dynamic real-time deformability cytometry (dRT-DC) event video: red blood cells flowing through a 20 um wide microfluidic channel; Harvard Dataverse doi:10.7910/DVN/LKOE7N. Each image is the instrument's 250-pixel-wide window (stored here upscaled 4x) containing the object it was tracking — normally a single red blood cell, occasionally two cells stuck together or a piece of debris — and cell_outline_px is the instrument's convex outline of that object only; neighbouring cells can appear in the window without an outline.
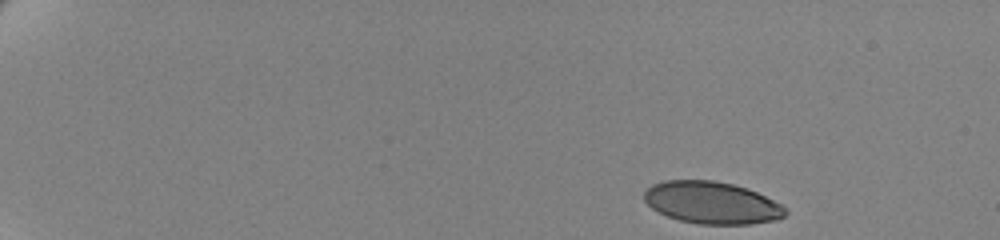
{"species": "human", "species_latin": "Homo sapiens", "temperature_condition": "cold", "stored_images_in_passage": 53, "camera_frame_rate_fps": 3000, "um_per_image_px": 0.085, "donor": {"sex": "female"}, "frame": {"image": 1, "passage_image": 1, "time_ms": 0.0, "image_size_px": [1000, 240], "cell_outline_px": [[788, 212], [784, 216], [776, 220], [748, 224], [700, 224], [680, 220], [668, 216], [652, 208], [644, 200], [644, 192], [652, 184], [664, 180], [712, 180], [732, 184], [748, 188], [780, 204]], "centroid_in_image_um": [60.49, 17.22], "position_along_channel_um": 24.5, "area_um2": 34.45}}
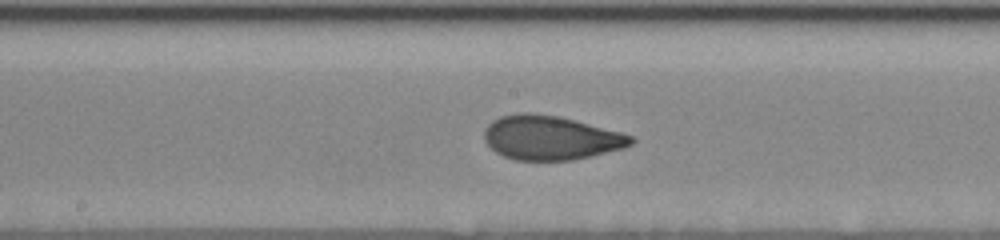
{"frame": {"image": 2, "passage_image": 28, "time_ms": 9.0, "image_size_px": [1000, 240], "cell_outline_px": [[636, 140], [632, 144], [624, 148], [592, 156], [572, 160], [516, 160], [504, 156], [496, 152], [484, 140], [484, 128], [492, 120], [500, 116], [520, 112], [528, 112], [556, 116], [620, 132], [632, 136]], "centroid_in_image_um": [46.78, 11.71], "position_along_channel_um": 201.4, "area_um2": 37.57}}
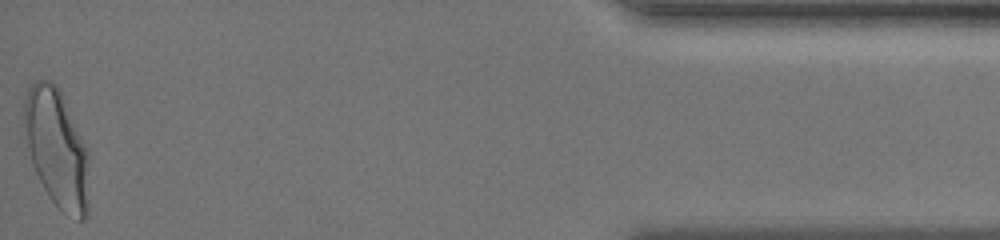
{"frame": {"image": 3, "passage_image": 53, "time_ms": 17.333, "image_size_px": [1000, 240], "cell_outline_px": [[88, 216], [84, 220], [80, 220], [60, 208], [48, 196], [32, 164], [28, 148], [24, 124], [24, 100], [28, 88], [36, 80], [48, 80], [56, 84], [88, 148]], "centroid_in_image_um": [4.84, 12.6], "position_along_channel_um": 430.4, "area_um2": 44.27}, "authors_computed_cell_mechanics": {"area_um2": 37.57, "velocity_mm_per_s": 3.4916, "shape_relaxation_time_tau1_ms": 5.0062, "shape_relaxation_time_tau2_ms": 0.7659, "deformation_change_tau1": 0.1565, "deformation_change_tau2": 0.0513}}